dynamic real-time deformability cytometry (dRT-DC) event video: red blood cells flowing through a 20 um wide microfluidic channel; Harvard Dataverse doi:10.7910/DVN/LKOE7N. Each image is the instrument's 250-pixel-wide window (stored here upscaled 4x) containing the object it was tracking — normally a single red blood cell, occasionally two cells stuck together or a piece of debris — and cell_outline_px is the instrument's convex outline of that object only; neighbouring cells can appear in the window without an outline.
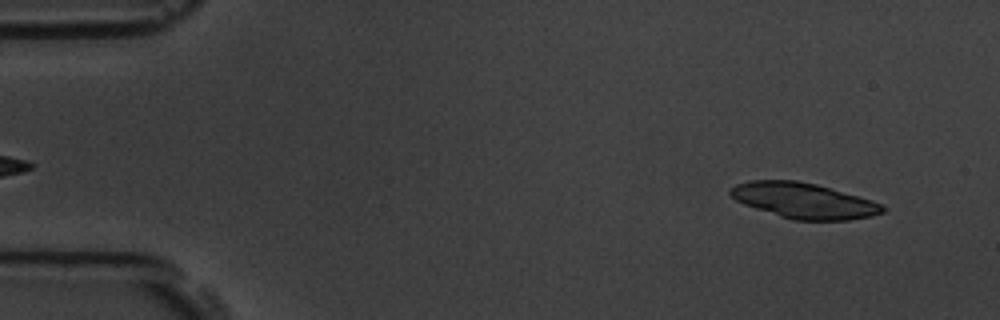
{"species": "common noctule bat (a hibernating species)", "species_latin": "Nyctalus noctula", "temperature_condition": "room temperature", "stored_images_in_passage": 55, "camera_frame_rate_fps": 3000, "um_per_image_px": 0.085, "animal": {"sex": "male", "body_mass_g": 19.5, "forearm_length_mm": 54.6}, "frame": {"image": 1, "passage_image": 4, "time_ms": 1.0, "image_size_px": [1000, 320], "cell_outline_px": [[884, 212], [872, 216], [848, 220], [792, 220], [744, 204], [736, 200], [728, 192], [736, 184], [748, 180], [796, 180], [816, 184], [832, 188], [872, 200], [884, 204]], "centroid_in_image_um": [68.34, 17.05], "position_along_channel_um": 16.7, "area_um2": 31.44}}
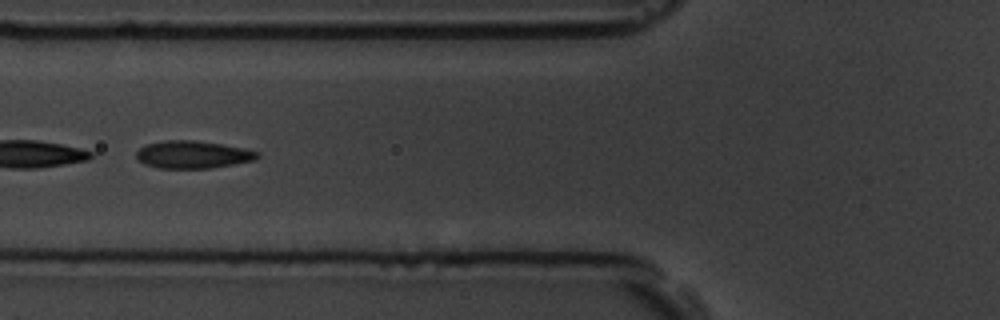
{"frame": {"image": 2, "passage_image": 21, "time_ms": 6.667, "image_size_px": [1000, 320], "cell_outline_px": [[260, 156], [256, 160], [212, 168], [156, 168], [144, 164], [136, 156], [136, 152], [140, 148], [148, 144], [164, 140], [196, 140], [244, 148], [260, 152]], "centroid_in_image_um": [16.42, 13.14], "position_along_channel_um": 109.4, "area_um2": 19.48}}
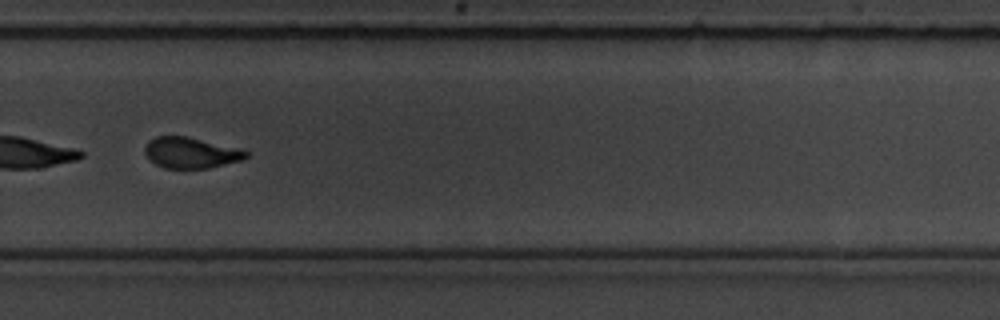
{"frame": {"image": 3, "passage_image": 38, "time_ms": 12.333, "image_size_px": [1000, 320], "cell_outline_px": [[248, 156], [244, 160], [208, 168], [164, 168], [156, 164], [144, 152], [144, 148], [148, 140], [156, 136], [188, 136], [240, 148], [248, 152]], "centroid_in_image_um": [16.25, 12.97], "position_along_channel_um": 313.6, "area_um2": 18.32}, "authors_computed_cell_mechanics": {"area_um2": 21.0392, "velocity_mm_per_s": 3.6083, "shape_relaxation_time_tau1_ms": 3.5036, "shape_relaxation_time_tau2_ms": 0.8107, "deformation_change_tau1": 0.1381, "deformation_change_tau2": 0.0853}}